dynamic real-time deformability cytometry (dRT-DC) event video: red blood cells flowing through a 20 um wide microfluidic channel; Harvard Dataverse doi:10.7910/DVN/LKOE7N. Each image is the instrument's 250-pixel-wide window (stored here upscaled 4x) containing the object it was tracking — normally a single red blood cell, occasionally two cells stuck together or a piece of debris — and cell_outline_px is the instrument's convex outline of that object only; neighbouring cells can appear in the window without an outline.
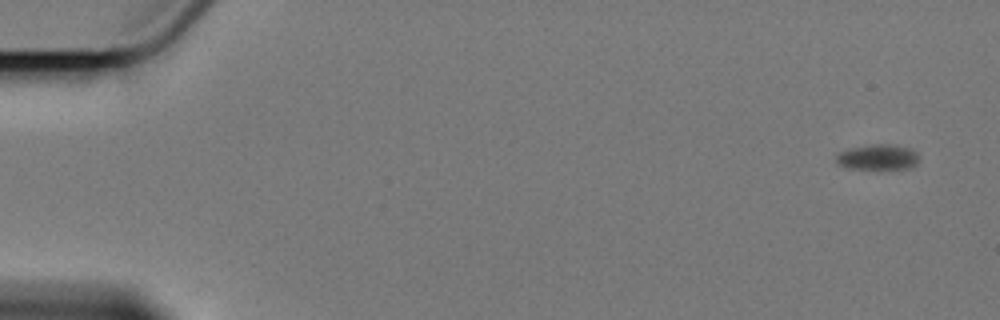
{"species": "Egyptian fruit bat (a non-hibernating species)", "species_latin": "Rousettus aegyptiacus", "temperature_condition": "cold", "stored_images_in_passage": 7, "camera_frame_rate_fps": 3000, "um_per_image_px": 0.085, "animal": {"sex": "female"}, "frame": {"image": 1, "passage_image": 1, "time_ms": 0.0, "image_size_px": [1000, 320], "cell_outline_px": [[916, 164], [912, 168], [880, 172], [876, 172], [848, 168], [836, 164], [836, 152], [848, 148], [868, 144], [892, 144], [908, 148], [916, 152]], "centroid_in_image_um": [74.54, 13.41], "position_along_channel_um": 10.5, "area_um2": 13.24}}
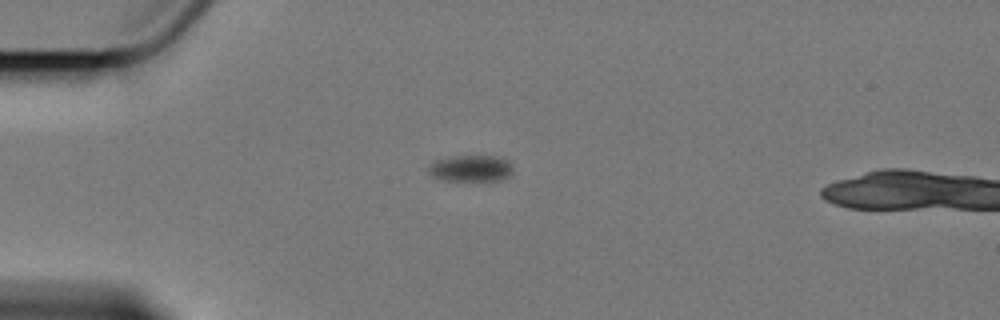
{"frame": {"image": 2, "passage_image": 5, "time_ms": 4.667, "image_size_px": [1000, 320], "cell_outline_px": [[512, 176], [504, 180], [440, 180], [432, 176], [428, 172], [428, 168], [436, 160], [460, 156], [496, 156], [508, 160], [512, 164]], "centroid_in_image_um": [40.08, 14.32], "position_along_channel_um": 44.9, "area_um2": 13.01}}
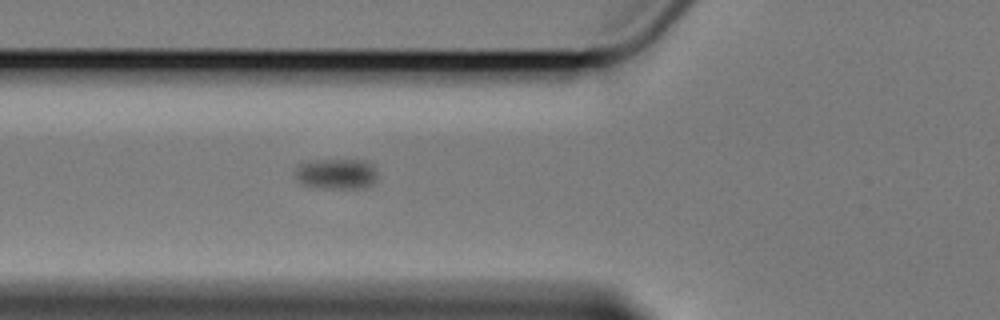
{"frame": {"image": 3, "passage_image": 7, "time_ms": 7.0, "image_size_px": [1000, 320], "cell_outline_px": [[376, 180], [372, 184], [364, 188], [312, 188], [296, 180], [296, 168], [300, 164], [308, 160], [364, 160], [372, 164], [376, 172]], "centroid_in_image_um": [28.58, 14.78], "position_along_channel_um": 97.2, "area_um2": 14.8}}